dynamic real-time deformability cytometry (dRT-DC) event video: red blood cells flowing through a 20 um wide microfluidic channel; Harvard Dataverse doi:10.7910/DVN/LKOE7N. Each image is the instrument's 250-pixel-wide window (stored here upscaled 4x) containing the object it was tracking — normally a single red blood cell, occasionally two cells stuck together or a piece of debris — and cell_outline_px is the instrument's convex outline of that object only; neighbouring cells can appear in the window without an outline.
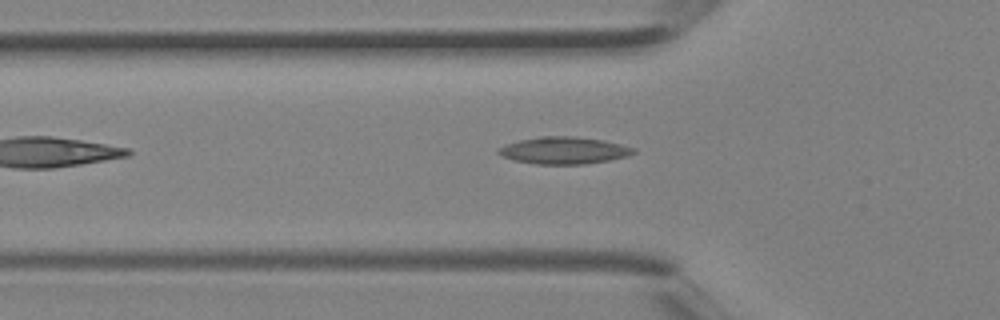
{"species": "Egyptian fruit bat (a non-hibernating species)", "species_latin": "Rousettus aegyptiacus", "temperature_condition": "room temperature", "stored_images_in_passage": 2, "camera_frame_rate_fps": 3000, "um_per_image_px": 0.085, "animal": {"sex": "female"}, "frame": {"image": 1, "passage_image": 2, "time_ms": 0.333, "image_size_px": [1000, 320], "cell_outline_px": [[636, 152], [628, 156], [608, 160], [584, 164], [536, 164], [516, 160], [504, 156], [496, 152], [496, 148], [520, 140], [540, 136], [572, 136], [604, 140], [636, 148]], "centroid_in_image_um": [47.95, 12.78], "position_along_channel_um": 77.8, "area_um2": 21.15}}